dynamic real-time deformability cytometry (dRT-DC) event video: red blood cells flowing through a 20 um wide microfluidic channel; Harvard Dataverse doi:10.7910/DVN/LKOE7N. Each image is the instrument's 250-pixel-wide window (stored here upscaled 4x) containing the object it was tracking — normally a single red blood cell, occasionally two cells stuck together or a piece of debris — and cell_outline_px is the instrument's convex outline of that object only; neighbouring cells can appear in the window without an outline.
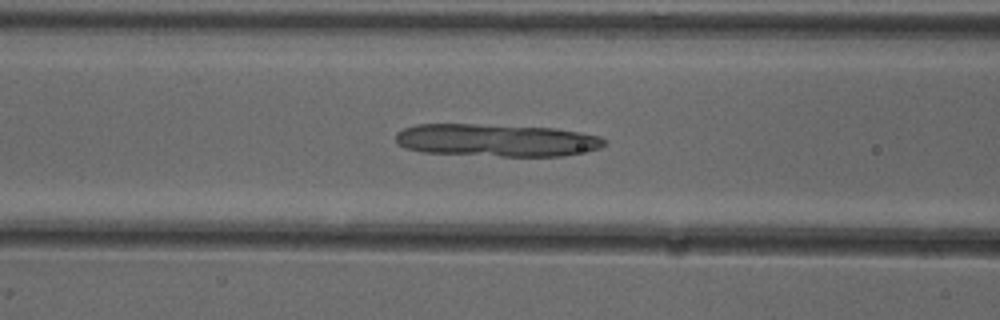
{"species": "common noctule bat (a hibernating species)", "species_latin": "Nyctalus noctula", "temperature_condition": "cold", "stored_images_in_passage": 37, "camera_frame_rate_fps": 3000, "um_per_image_px": 0.085, "animal": {"sex": "female"}, "frame": {"image": 1, "passage_image": 6, "time_ms": 1.667, "image_size_px": [1000, 320], "cell_outline_px": [[604, 144], [600, 148], [564, 156], [500, 156], [424, 152], [408, 148], [400, 144], [396, 140], [396, 132], [404, 128], [416, 124], [476, 124], [556, 128], [580, 132], [600, 136], [604, 140]], "centroid_in_image_um": [42.2, 11.91], "position_along_channel_um": 124.4, "area_um2": 39.42}}
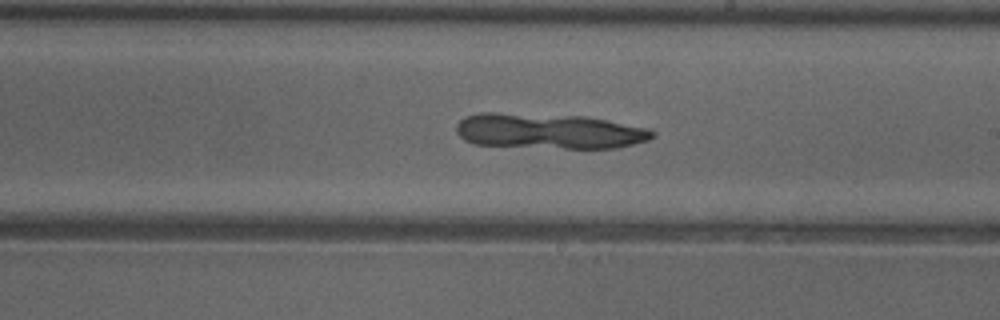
{"frame": {"image": 2, "passage_image": 15, "time_ms": 4.667, "image_size_px": [1000, 320], "cell_outline_px": [[656, 136], [648, 140], [616, 148], [564, 148], [476, 144], [464, 140], [456, 132], [456, 124], [464, 116], [480, 112], [496, 112], [584, 116], [648, 128], [656, 132]], "centroid_in_image_um": [46.64, 11.13], "position_along_channel_um": 242.4, "area_um2": 40.4}}
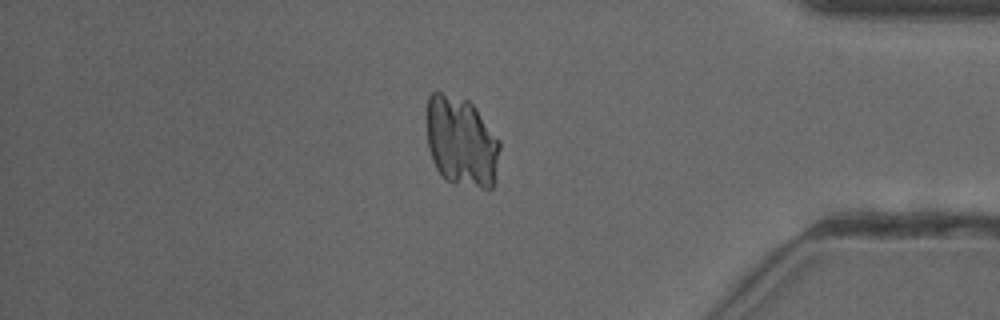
{"frame": {"image": 3, "passage_image": 29, "time_ms": 9.333, "image_size_px": [1000, 320], "cell_outline_px": [[500, 148], [496, 184], [492, 188], [480, 188], [444, 180], [436, 168], [432, 160], [428, 148], [428, 96], [436, 88], [468, 100], [476, 108], [500, 140]], "centroid_in_image_um": [39.24, 12.03], "position_along_channel_um": 396.0, "area_um2": 39.02}}